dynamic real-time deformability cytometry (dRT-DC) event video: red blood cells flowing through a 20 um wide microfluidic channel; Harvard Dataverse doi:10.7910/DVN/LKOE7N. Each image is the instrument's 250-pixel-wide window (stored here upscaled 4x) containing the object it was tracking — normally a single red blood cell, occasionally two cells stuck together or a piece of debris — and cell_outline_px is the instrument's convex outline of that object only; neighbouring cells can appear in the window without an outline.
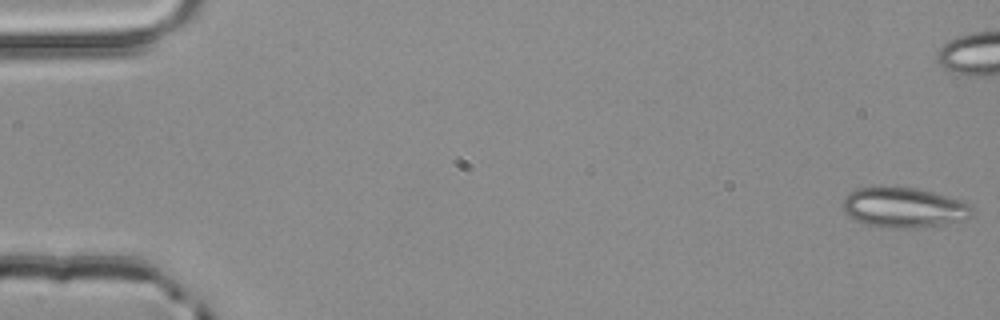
{"species": "common noctule bat (a hibernating species)", "species_latin": "Nyctalus noctula", "temperature_condition": "room temperature", "stored_images_in_passage": 5, "camera_frame_rate_fps": 3000, "um_per_image_px": 0.085, "animal": {"sex": "male", "body_mass_g": 20.4}, "frame": {"image": 1, "passage_image": 1, "time_ms": 0.0, "image_size_px": [1000, 320], "cell_outline_px": [[972, 216], [964, 220], [944, 224], [912, 228], [880, 228], [864, 224], [848, 216], [844, 212], [840, 204], [844, 196], [848, 192], [856, 188], [880, 184], [916, 188], [932, 192], [960, 200], [972, 204]], "centroid_in_image_um": [76.74, 17.61], "position_along_channel_um": 8.3, "area_um2": 31.27}}